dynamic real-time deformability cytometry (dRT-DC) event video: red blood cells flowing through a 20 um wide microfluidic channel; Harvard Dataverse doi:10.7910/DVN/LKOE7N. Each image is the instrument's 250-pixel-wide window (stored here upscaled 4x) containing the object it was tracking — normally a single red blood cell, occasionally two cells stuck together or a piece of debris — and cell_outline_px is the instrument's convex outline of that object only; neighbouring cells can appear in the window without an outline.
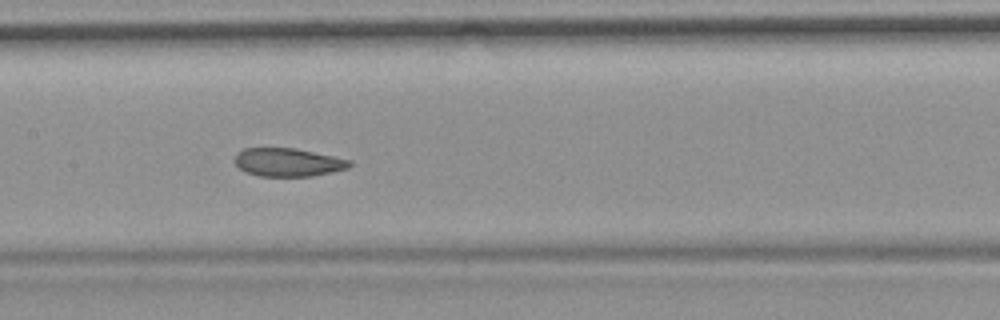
{"species": "common noctule bat (a hibernating species)", "species_latin": "Nyctalus noctula", "temperature_condition": "room temperature", "stored_images_in_passage": 13, "camera_frame_rate_fps": 3000, "um_per_image_px": 0.085, "animal": {"sex": "female", "body_mass_g": 19.9}, "frame": {"image": 1, "passage_image": 6, "time_ms": 5.667, "image_size_px": [1000, 320], "cell_outline_px": [[352, 164], [348, 168], [332, 172], [312, 176], [260, 176], [244, 172], [232, 160], [236, 152], [244, 148], [292, 148], [352, 160]], "centroid_in_image_um": [24.43, 13.8], "position_along_channel_um": 183.0, "area_um2": 18.96}, "authors_computed_cell_mechanics": {"area_um2": 20.7502, "velocity_mm_per_s": 3.6632, "shape_relaxation_time_tau1_ms": null, "shape_relaxation_time_tau2_ms": 0.9546, "deformation_change_tau1": null, "deformation_change_tau2": 0.0387}}